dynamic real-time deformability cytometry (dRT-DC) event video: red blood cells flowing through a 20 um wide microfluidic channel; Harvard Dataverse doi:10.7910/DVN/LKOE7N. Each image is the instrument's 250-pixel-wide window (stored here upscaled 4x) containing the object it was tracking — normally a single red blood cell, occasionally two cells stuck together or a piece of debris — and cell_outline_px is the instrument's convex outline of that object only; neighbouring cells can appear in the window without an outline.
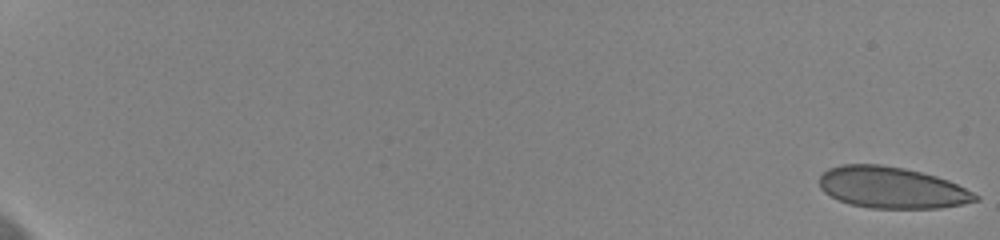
{"species": "human", "species_latin": "Homo sapiens", "temperature_condition": "cold", "stored_images_in_passage": 10, "camera_frame_rate_fps": 3000, "um_per_image_px": 0.085, "donor": {"sex": "female"}, "frame": {"image": 1, "passage_image": 1, "time_ms": 0.0, "image_size_px": [1000, 240], "cell_outline_px": [[980, 200], [964, 204], [940, 208], [868, 208], [852, 204], [840, 200], [824, 192], [820, 188], [820, 176], [828, 168], [840, 164], [880, 164], [904, 168], [936, 176], [948, 180], [980, 196]], "centroid_in_image_um": [75.81, 15.94], "position_along_channel_um": 9.2, "area_um2": 37.57}}
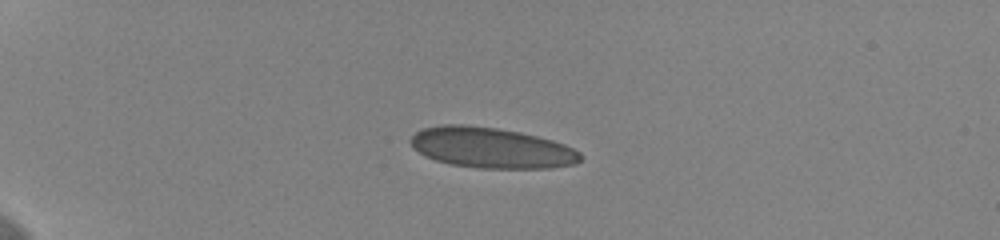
{"frame": {"image": 2, "passage_image": 7, "time_ms": 2.0, "image_size_px": [1000, 240], "cell_outline_px": [[584, 156], [576, 164], [552, 168], [480, 168], [452, 164], [436, 160], [424, 156], [412, 148], [408, 140], [416, 132], [424, 128], [444, 124], [464, 124], [496, 128], [520, 132], [552, 140], [564, 144], [580, 152]], "centroid_in_image_um": [41.76, 12.56], "position_along_channel_um": 43.2, "area_um2": 40.29}}